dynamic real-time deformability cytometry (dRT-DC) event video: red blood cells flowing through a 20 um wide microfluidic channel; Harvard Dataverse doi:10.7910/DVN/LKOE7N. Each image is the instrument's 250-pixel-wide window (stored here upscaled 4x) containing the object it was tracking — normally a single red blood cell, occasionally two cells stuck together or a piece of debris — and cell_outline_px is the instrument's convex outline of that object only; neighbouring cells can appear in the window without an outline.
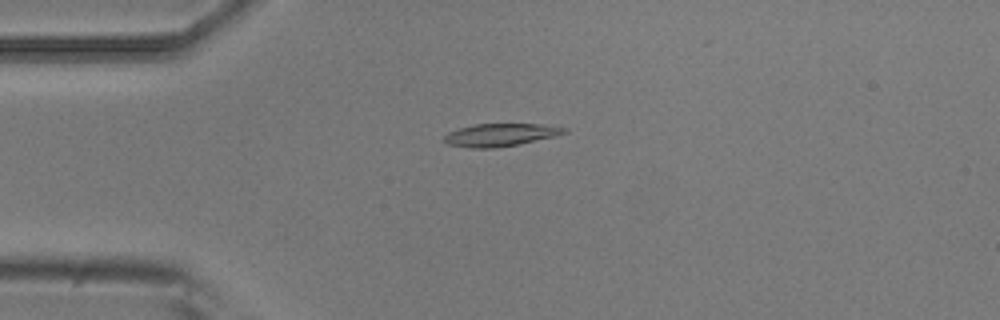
{"species": "common noctule bat (a hibernating species)", "species_latin": "Nyctalus noctula", "temperature_condition": "room temperature", "stored_images_in_passage": 5, "camera_frame_rate_fps": 3000, "um_per_image_px": 0.085, "animal": {"sex": "male", "body_mass_g": 20.5, "forearm_length_mm": 52.5}, "frame": {"image": 1, "passage_image": 5, "time_ms": 1.333, "image_size_px": [1000, 320], "cell_outline_px": [[568, 132], [556, 136], [516, 144], [492, 148], [472, 148], [448, 144], [444, 140], [444, 136], [448, 132], [472, 124], [540, 124], [568, 128]], "centroid_in_image_um": [42.54, 11.45], "position_along_channel_um": 42.5, "area_um2": 15.72}}